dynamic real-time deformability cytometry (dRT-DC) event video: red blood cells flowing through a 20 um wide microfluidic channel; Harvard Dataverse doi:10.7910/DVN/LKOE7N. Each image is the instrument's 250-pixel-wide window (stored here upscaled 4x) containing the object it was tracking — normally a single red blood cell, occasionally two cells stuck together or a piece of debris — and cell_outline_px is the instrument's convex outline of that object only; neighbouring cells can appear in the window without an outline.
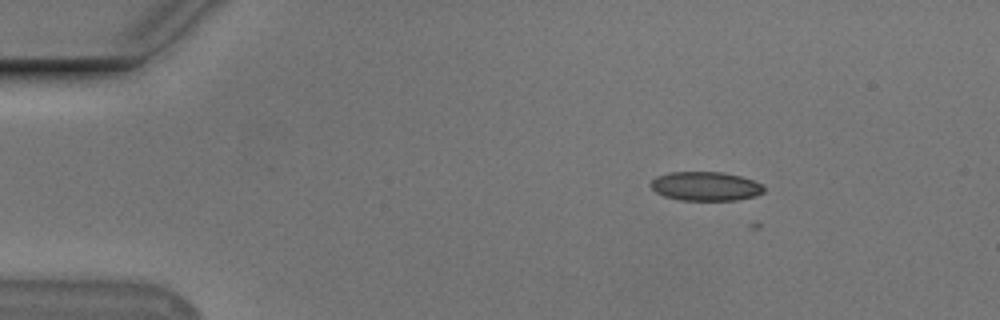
{"species": "Egyptian fruit bat (a non-hibernating species)", "species_latin": "Rousettus aegyptiacus", "temperature_condition": "cold", "stored_images_in_passage": 4, "camera_frame_rate_fps": 3000, "um_per_image_px": 0.085, "animal": {"sex": "male"}, "frame": {"image": 1, "passage_image": 1, "time_ms": 0.0, "image_size_px": [1000, 320], "cell_outline_px": [[764, 192], [756, 196], [736, 200], [680, 200], [664, 196], [656, 192], [648, 184], [656, 176], [668, 172], [724, 172], [740, 176], [764, 184]], "centroid_in_image_um": [59.97, 15.83], "position_along_channel_um": 25.0, "area_um2": 19.31}}